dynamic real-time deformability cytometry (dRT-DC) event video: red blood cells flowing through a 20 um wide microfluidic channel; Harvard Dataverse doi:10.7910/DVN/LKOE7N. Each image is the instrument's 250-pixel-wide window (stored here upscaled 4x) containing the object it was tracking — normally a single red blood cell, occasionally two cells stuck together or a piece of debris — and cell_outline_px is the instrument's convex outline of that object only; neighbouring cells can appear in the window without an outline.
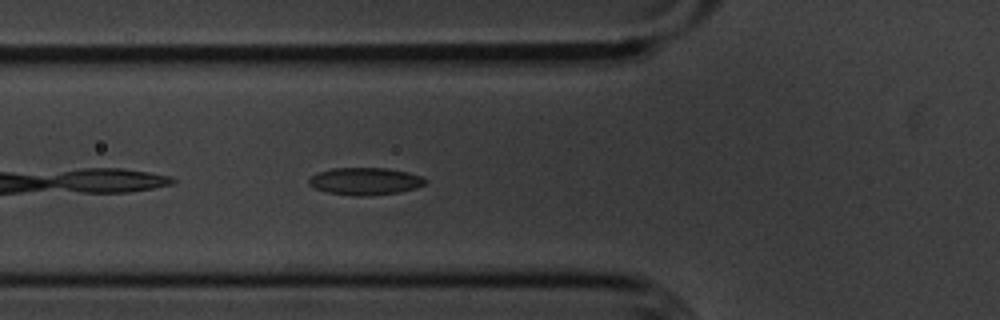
{"species": "common noctule bat (a hibernating species)", "species_latin": "Nyctalus noctula", "temperature_condition": "cold", "stored_images_in_passage": 40, "camera_frame_rate_fps": 3000, "um_per_image_px": 0.085, "animal": {"sex": "male", "body_mass_g": 20.1, "forearm_length_mm": 53.5}, "frame": {"image": 1, "passage_image": 4, "time_ms": 1.0, "image_size_px": [1000, 320], "cell_outline_px": [[428, 180], [424, 184], [416, 188], [400, 192], [364, 196], [356, 196], [328, 192], [312, 188], [308, 184], [308, 180], [316, 172], [332, 168], [388, 168], [408, 172], [420, 176]], "centroid_in_image_um": [31.01, 15.4], "position_along_channel_um": 94.8, "area_um2": 18.61}}
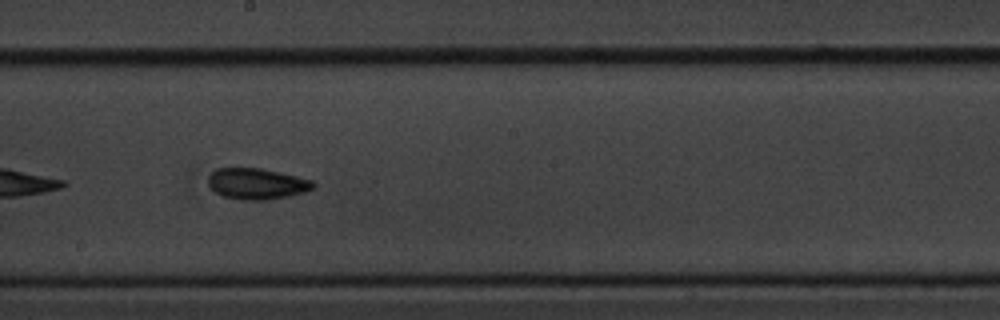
{"frame": {"image": 2, "passage_image": 15, "time_ms": 4.667, "image_size_px": [1000, 320], "cell_outline_px": [[316, 184], [308, 192], [268, 200], [240, 200], [224, 196], [216, 192], [208, 184], [208, 176], [216, 168], [260, 168], [280, 172], [312, 180]], "centroid_in_image_um": [21.84, 15.62], "position_along_channel_um": 226.4, "area_um2": 19.07}}
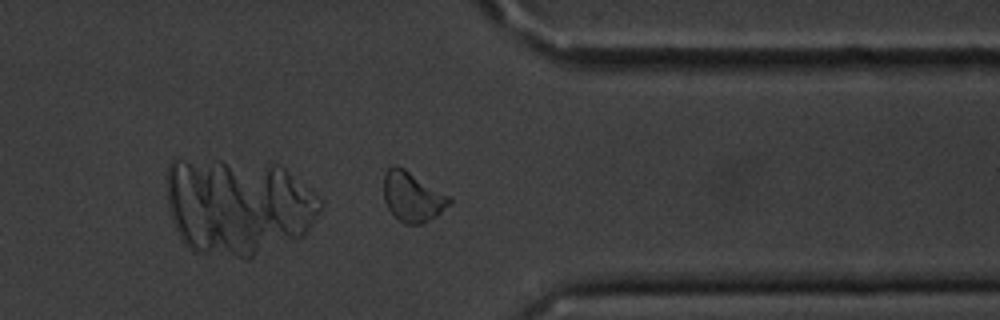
{"frame": {"image": 3, "passage_image": 28, "time_ms": 9.0, "image_size_px": [1000, 320], "cell_outline_px": [[452, 204], [436, 216], [424, 224], [404, 224], [388, 208], [384, 200], [384, 172], [392, 164], [396, 164], [404, 168], [452, 196]], "centroid_in_image_um": [35.09, 16.7], "position_along_channel_um": 376.3, "area_um2": 19.42}, "authors_computed_cell_mechanics": {"area_um2": 18.5827, "velocity_mm_per_s": 3.5802, "shape_relaxation_time_tau1_ms": 3.1758, "shape_relaxation_time_tau2_ms": 2.3506, "deformation_change_tau1": 0.0848, "deformation_change_tau2": 0.0867}}